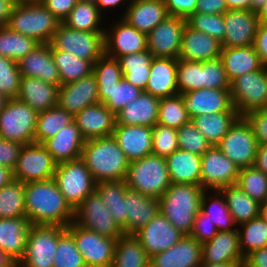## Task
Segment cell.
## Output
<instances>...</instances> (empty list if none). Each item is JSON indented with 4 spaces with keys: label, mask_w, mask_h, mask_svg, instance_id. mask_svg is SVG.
Here are the masks:
<instances>
[{
    "label": "cell",
    "mask_w": 267,
    "mask_h": 267,
    "mask_svg": "<svg viewBox=\"0 0 267 267\" xmlns=\"http://www.w3.org/2000/svg\"><path fill=\"white\" fill-rule=\"evenodd\" d=\"M24 203L31 225L67 227L74 221V209L53 178L25 183Z\"/></svg>",
    "instance_id": "6da1fadb"
},
{
    "label": "cell",
    "mask_w": 267,
    "mask_h": 267,
    "mask_svg": "<svg viewBox=\"0 0 267 267\" xmlns=\"http://www.w3.org/2000/svg\"><path fill=\"white\" fill-rule=\"evenodd\" d=\"M81 159L95 182L125 180L130 161L113 136L85 141Z\"/></svg>",
    "instance_id": "7a4b0ae2"
},
{
    "label": "cell",
    "mask_w": 267,
    "mask_h": 267,
    "mask_svg": "<svg viewBox=\"0 0 267 267\" xmlns=\"http://www.w3.org/2000/svg\"><path fill=\"white\" fill-rule=\"evenodd\" d=\"M205 189L200 185L171 184L159 198L160 212L184 235H189L200 212Z\"/></svg>",
    "instance_id": "3957f363"
},
{
    "label": "cell",
    "mask_w": 267,
    "mask_h": 267,
    "mask_svg": "<svg viewBox=\"0 0 267 267\" xmlns=\"http://www.w3.org/2000/svg\"><path fill=\"white\" fill-rule=\"evenodd\" d=\"M125 182L129 189L159 199L171 185L165 158L150 154L131 161Z\"/></svg>",
    "instance_id": "277c9868"
},
{
    "label": "cell",
    "mask_w": 267,
    "mask_h": 267,
    "mask_svg": "<svg viewBox=\"0 0 267 267\" xmlns=\"http://www.w3.org/2000/svg\"><path fill=\"white\" fill-rule=\"evenodd\" d=\"M60 24L43 4H16L7 26L38 43H49Z\"/></svg>",
    "instance_id": "5b68a950"
},
{
    "label": "cell",
    "mask_w": 267,
    "mask_h": 267,
    "mask_svg": "<svg viewBox=\"0 0 267 267\" xmlns=\"http://www.w3.org/2000/svg\"><path fill=\"white\" fill-rule=\"evenodd\" d=\"M37 116L28 104L8 99L0 112V138L23 145L35 143Z\"/></svg>",
    "instance_id": "8992f818"
},
{
    "label": "cell",
    "mask_w": 267,
    "mask_h": 267,
    "mask_svg": "<svg viewBox=\"0 0 267 267\" xmlns=\"http://www.w3.org/2000/svg\"><path fill=\"white\" fill-rule=\"evenodd\" d=\"M53 179L74 210L96 188V182L81 158L57 164Z\"/></svg>",
    "instance_id": "52a82bcc"
},
{
    "label": "cell",
    "mask_w": 267,
    "mask_h": 267,
    "mask_svg": "<svg viewBox=\"0 0 267 267\" xmlns=\"http://www.w3.org/2000/svg\"><path fill=\"white\" fill-rule=\"evenodd\" d=\"M104 34L105 32L74 30L61 23L49 44L55 50L94 63L105 53Z\"/></svg>",
    "instance_id": "ba28073f"
},
{
    "label": "cell",
    "mask_w": 267,
    "mask_h": 267,
    "mask_svg": "<svg viewBox=\"0 0 267 267\" xmlns=\"http://www.w3.org/2000/svg\"><path fill=\"white\" fill-rule=\"evenodd\" d=\"M230 93L234 108L240 116L253 110L266 108L267 67L235 78L230 83Z\"/></svg>",
    "instance_id": "9c48e42d"
},
{
    "label": "cell",
    "mask_w": 267,
    "mask_h": 267,
    "mask_svg": "<svg viewBox=\"0 0 267 267\" xmlns=\"http://www.w3.org/2000/svg\"><path fill=\"white\" fill-rule=\"evenodd\" d=\"M73 222L112 239H119L124 234L96 190L75 208Z\"/></svg>",
    "instance_id": "30bf717a"
},
{
    "label": "cell",
    "mask_w": 267,
    "mask_h": 267,
    "mask_svg": "<svg viewBox=\"0 0 267 267\" xmlns=\"http://www.w3.org/2000/svg\"><path fill=\"white\" fill-rule=\"evenodd\" d=\"M216 146L241 169L254 166L259 144L250 124L240 116Z\"/></svg>",
    "instance_id": "8fae6325"
},
{
    "label": "cell",
    "mask_w": 267,
    "mask_h": 267,
    "mask_svg": "<svg viewBox=\"0 0 267 267\" xmlns=\"http://www.w3.org/2000/svg\"><path fill=\"white\" fill-rule=\"evenodd\" d=\"M59 226L31 225L19 267H53Z\"/></svg>",
    "instance_id": "7c38bea8"
},
{
    "label": "cell",
    "mask_w": 267,
    "mask_h": 267,
    "mask_svg": "<svg viewBox=\"0 0 267 267\" xmlns=\"http://www.w3.org/2000/svg\"><path fill=\"white\" fill-rule=\"evenodd\" d=\"M66 229L72 234L86 267H111L117 239L86 230L74 222H71Z\"/></svg>",
    "instance_id": "4fadbf2b"
},
{
    "label": "cell",
    "mask_w": 267,
    "mask_h": 267,
    "mask_svg": "<svg viewBox=\"0 0 267 267\" xmlns=\"http://www.w3.org/2000/svg\"><path fill=\"white\" fill-rule=\"evenodd\" d=\"M57 163L42 144L24 145L16 167L13 169V179L22 183L48 180L54 178Z\"/></svg>",
    "instance_id": "5bb4252c"
},
{
    "label": "cell",
    "mask_w": 267,
    "mask_h": 267,
    "mask_svg": "<svg viewBox=\"0 0 267 267\" xmlns=\"http://www.w3.org/2000/svg\"><path fill=\"white\" fill-rule=\"evenodd\" d=\"M239 170L217 146H211L201 156L200 186L205 190H219L236 184Z\"/></svg>",
    "instance_id": "9a60e30c"
},
{
    "label": "cell",
    "mask_w": 267,
    "mask_h": 267,
    "mask_svg": "<svg viewBox=\"0 0 267 267\" xmlns=\"http://www.w3.org/2000/svg\"><path fill=\"white\" fill-rule=\"evenodd\" d=\"M186 19L167 16L147 34V49L154 58L178 59Z\"/></svg>",
    "instance_id": "2e32d148"
},
{
    "label": "cell",
    "mask_w": 267,
    "mask_h": 267,
    "mask_svg": "<svg viewBox=\"0 0 267 267\" xmlns=\"http://www.w3.org/2000/svg\"><path fill=\"white\" fill-rule=\"evenodd\" d=\"M105 30V54L118 59L123 55L147 50V34L138 31L123 18Z\"/></svg>",
    "instance_id": "e0dca14e"
},
{
    "label": "cell",
    "mask_w": 267,
    "mask_h": 267,
    "mask_svg": "<svg viewBox=\"0 0 267 267\" xmlns=\"http://www.w3.org/2000/svg\"><path fill=\"white\" fill-rule=\"evenodd\" d=\"M225 36L222 47L253 45L259 25L257 12L250 9H228L224 13Z\"/></svg>",
    "instance_id": "ac0fdd59"
},
{
    "label": "cell",
    "mask_w": 267,
    "mask_h": 267,
    "mask_svg": "<svg viewBox=\"0 0 267 267\" xmlns=\"http://www.w3.org/2000/svg\"><path fill=\"white\" fill-rule=\"evenodd\" d=\"M133 235L142 244L149 257L169 249L184 236L161 212Z\"/></svg>",
    "instance_id": "d6986e66"
},
{
    "label": "cell",
    "mask_w": 267,
    "mask_h": 267,
    "mask_svg": "<svg viewBox=\"0 0 267 267\" xmlns=\"http://www.w3.org/2000/svg\"><path fill=\"white\" fill-rule=\"evenodd\" d=\"M182 101L190 119L207 113L237 112L230 89H198L183 93Z\"/></svg>",
    "instance_id": "ffe728a7"
},
{
    "label": "cell",
    "mask_w": 267,
    "mask_h": 267,
    "mask_svg": "<svg viewBox=\"0 0 267 267\" xmlns=\"http://www.w3.org/2000/svg\"><path fill=\"white\" fill-rule=\"evenodd\" d=\"M98 102V85L93 73L78 81L60 85L58 89L57 104L73 115Z\"/></svg>",
    "instance_id": "44dd1931"
},
{
    "label": "cell",
    "mask_w": 267,
    "mask_h": 267,
    "mask_svg": "<svg viewBox=\"0 0 267 267\" xmlns=\"http://www.w3.org/2000/svg\"><path fill=\"white\" fill-rule=\"evenodd\" d=\"M74 121L85 140L112 136L116 115L103 103L85 107L74 115Z\"/></svg>",
    "instance_id": "7402d4cb"
},
{
    "label": "cell",
    "mask_w": 267,
    "mask_h": 267,
    "mask_svg": "<svg viewBox=\"0 0 267 267\" xmlns=\"http://www.w3.org/2000/svg\"><path fill=\"white\" fill-rule=\"evenodd\" d=\"M21 76L38 78L60 87V74L55 65L49 43H39L18 61Z\"/></svg>",
    "instance_id": "603a6c76"
},
{
    "label": "cell",
    "mask_w": 267,
    "mask_h": 267,
    "mask_svg": "<svg viewBox=\"0 0 267 267\" xmlns=\"http://www.w3.org/2000/svg\"><path fill=\"white\" fill-rule=\"evenodd\" d=\"M202 263V244L189 235L169 249L150 257V267H199Z\"/></svg>",
    "instance_id": "cb8c5ba5"
},
{
    "label": "cell",
    "mask_w": 267,
    "mask_h": 267,
    "mask_svg": "<svg viewBox=\"0 0 267 267\" xmlns=\"http://www.w3.org/2000/svg\"><path fill=\"white\" fill-rule=\"evenodd\" d=\"M221 42L202 31L191 28L187 23L181 40L180 60L205 62L220 58Z\"/></svg>",
    "instance_id": "d4e9b609"
},
{
    "label": "cell",
    "mask_w": 267,
    "mask_h": 267,
    "mask_svg": "<svg viewBox=\"0 0 267 267\" xmlns=\"http://www.w3.org/2000/svg\"><path fill=\"white\" fill-rule=\"evenodd\" d=\"M112 136L130 162L152 154V127L115 124Z\"/></svg>",
    "instance_id": "484cf974"
},
{
    "label": "cell",
    "mask_w": 267,
    "mask_h": 267,
    "mask_svg": "<svg viewBox=\"0 0 267 267\" xmlns=\"http://www.w3.org/2000/svg\"><path fill=\"white\" fill-rule=\"evenodd\" d=\"M85 139L75 121L69 123L54 136L46 139L42 145L59 164L81 158Z\"/></svg>",
    "instance_id": "4316f807"
},
{
    "label": "cell",
    "mask_w": 267,
    "mask_h": 267,
    "mask_svg": "<svg viewBox=\"0 0 267 267\" xmlns=\"http://www.w3.org/2000/svg\"><path fill=\"white\" fill-rule=\"evenodd\" d=\"M122 18L138 31L148 34L167 16L164 0H130Z\"/></svg>",
    "instance_id": "83f0119b"
},
{
    "label": "cell",
    "mask_w": 267,
    "mask_h": 267,
    "mask_svg": "<svg viewBox=\"0 0 267 267\" xmlns=\"http://www.w3.org/2000/svg\"><path fill=\"white\" fill-rule=\"evenodd\" d=\"M244 262L241 253L238 229L218 231L202 244V263Z\"/></svg>",
    "instance_id": "f1b7e54d"
},
{
    "label": "cell",
    "mask_w": 267,
    "mask_h": 267,
    "mask_svg": "<svg viewBox=\"0 0 267 267\" xmlns=\"http://www.w3.org/2000/svg\"><path fill=\"white\" fill-rule=\"evenodd\" d=\"M30 226L26 216L0 218V250L16 263L24 256Z\"/></svg>",
    "instance_id": "f546056e"
},
{
    "label": "cell",
    "mask_w": 267,
    "mask_h": 267,
    "mask_svg": "<svg viewBox=\"0 0 267 267\" xmlns=\"http://www.w3.org/2000/svg\"><path fill=\"white\" fill-rule=\"evenodd\" d=\"M160 212L159 199L131 189L126 190V234H134Z\"/></svg>",
    "instance_id": "4dcf8cb0"
},
{
    "label": "cell",
    "mask_w": 267,
    "mask_h": 267,
    "mask_svg": "<svg viewBox=\"0 0 267 267\" xmlns=\"http://www.w3.org/2000/svg\"><path fill=\"white\" fill-rule=\"evenodd\" d=\"M177 59L153 58L145 92L158 98L178 94Z\"/></svg>",
    "instance_id": "1f68e13d"
},
{
    "label": "cell",
    "mask_w": 267,
    "mask_h": 267,
    "mask_svg": "<svg viewBox=\"0 0 267 267\" xmlns=\"http://www.w3.org/2000/svg\"><path fill=\"white\" fill-rule=\"evenodd\" d=\"M58 89V85L47 83L41 79L21 76L17 99L40 113L57 105Z\"/></svg>",
    "instance_id": "d6a6232c"
},
{
    "label": "cell",
    "mask_w": 267,
    "mask_h": 267,
    "mask_svg": "<svg viewBox=\"0 0 267 267\" xmlns=\"http://www.w3.org/2000/svg\"><path fill=\"white\" fill-rule=\"evenodd\" d=\"M160 98L142 91L116 114V124L153 127L157 123Z\"/></svg>",
    "instance_id": "836d02e7"
},
{
    "label": "cell",
    "mask_w": 267,
    "mask_h": 267,
    "mask_svg": "<svg viewBox=\"0 0 267 267\" xmlns=\"http://www.w3.org/2000/svg\"><path fill=\"white\" fill-rule=\"evenodd\" d=\"M220 58L230 83L245 73L258 71L264 67L253 45L234 48L222 47Z\"/></svg>",
    "instance_id": "e575fe53"
},
{
    "label": "cell",
    "mask_w": 267,
    "mask_h": 267,
    "mask_svg": "<svg viewBox=\"0 0 267 267\" xmlns=\"http://www.w3.org/2000/svg\"><path fill=\"white\" fill-rule=\"evenodd\" d=\"M165 160L171 184L200 185L201 156L177 149Z\"/></svg>",
    "instance_id": "d590c367"
},
{
    "label": "cell",
    "mask_w": 267,
    "mask_h": 267,
    "mask_svg": "<svg viewBox=\"0 0 267 267\" xmlns=\"http://www.w3.org/2000/svg\"><path fill=\"white\" fill-rule=\"evenodd\" d=\"M128 189L125 180H110L96 183L95 190L101 196L113 216L115 222L126 234V190Z\"/></svg>",
    "instance_id": "8d00e7d4"
},
{
    "label": "cell",
    "mask_w": 267,
    "mask_h": 267,
    "mask_svg": "<svg viewBox=\"0 0 267 267\" xmlns=\"http://www.w3.org/2000/svg\"><path fill=\"white\" fill-rule=\"evenodd\" d=\"M225 198L234 223L240 225L259 216L260 203L252 199L238 185L233 184L219 189Z\"/></svg>",
    "instance_id": "74e56055"
},
{
    "label": "cell",
    "mask_w": 267,
    "mask_h": 267,
    "mask_svg": "<svg viewBox=\"0 0 267 267\" xmlns=\"http://www.w3.org/2000/svg\"><path fill=\"white\" fill-rule=\"evenodd\" d=\"M239 117L238 112H216L198 115L191 121L207 141L216 146Z\"/></svg>",
    "instance_id": "f35d334b"
},
{
    "label": "cell",
    "mask_w": 267,
    "mask_h": 267,
    "mask_svg": "<svg viewBox=\"0 0 267 267\" xmlns=\"http://www.w3.org/2000/svg\"><path fill=\"white\" fill-rule=\"evenodd\" d=\"M111 267H150V257L133 234H123L116 241Z\"/></svg>",
    "instance_id": "ab89813d"
},
{
    "label": "cell",
    "mask_w": 267,
    "mask_h": 267,
    "mask_svg": "<svg viewBox=\"0 0 267 267\" xmlns=\"http://www.w3.org/2000/svg\"><path fill=\"white\" fill-rule=\"evenodd\" d=\"M200 209L207 215V219L214 223L218 231L237 229L223 193L220 190H205L201 199Z\"/></svg>",
    "instance_id": "60d3db41"
},
{
    "label": "cell",
    "mask_w": 267,
    "mask_h": 267,
    "mask_svg": "<svg viewBox=\"0 0 267 267\" xmlns=\"http://www.w3.org/2000/svg\"><path fill=\"white\" fill-rule=\"evenodd\" d=\"M150 51L123 55L118 58L123 77L133 86L145 91L150 75V66L153 59Z\"/></svg>",
    "instance_id": "b9f144b4"
},
{
    "label": "cell",
    "mask_w": 267,
    "mask_h": 267,
    "mask_svg": "<svg viewBox=\"0 0 267 267\" xmlns=\"http://www.w3.org/2000/svg\"><path fill=\"white\" fill-rule=\"evenodd\" d=\"M102 13L98 10L96 3L78 1L76 6L70 11L63 24L68 28L87 32H105L102 27Z\"/></svg>",
    "instance_id": "7bdbcfd3"
},
{
    "label": "cell",
    "mask_w": 267,
    "mask_h": 267,
    "mask_svg": "<svg viewBox=\"0 0 267 267\" xmlns=\"http://www.w3.org/2000/svg\"><path fill=\"white\" fill-rule=\"evenodd\" d=\"M55 65L60 74L61 85L78 81L93 72V63L78 58L71 53L55 50L51 47Z\"/></svg>",
    "instance_id": "ee69618b"
},
{
    "label": "cell",
    "mask_w": 267,
    "mask_h": 267,
    "mask_svg": "<svg viewBox=\"0 0 267 267\" xmlns=\"http://www.w3.org/2000/svg\"><path fill=\"white\" fill-rule=\"evenodd\" d=\"M74 121V115L62 109L58 104L38 113L35 143L42 144L46 139L57 134L59 130Z\"/></svg>",
    "instance_id": "f6af8a7d"
},
{
    "label": "cell",
    "mask_w": 267,
    "mask_h": 267,
    "mask_svg": "<svg viewBox=\"0 0 267 267\" xmlns=\"http://www.w3.org/2000/svg\"><path fill=\"white\" fill-rule=\"evenodd\" d=\"M39 43L33 38L12 31L8 26L0 27V55L18 62Z\"/></svg>",
    "instance_id": "bcb514c9"
},
{
    "label": "cell",
    "mask_w": 267,
    "mask_h": 267,
    "mask_svg": "<svg viewBox=\"0 0 267 267\" xmlns=\"http://www.w3.org/2000/svg\"><path fill=\"white\" fill-rule=\"evenodd\" d=\"M239 227L237 229L243 257L267 246V222L260 215L240 224Z\"/></svg>",
    "instance_id": "7dc6e473"
},
{
    "label": "cell",
    "mask_w": 267,
    "mask_h": 267,
    "mask_svg": "<svg viewBox=\"0 0 267 267\" xmlns=\"http://www.w3.org/2000/svg\"><path fill=\"white\" fill-rule=\"evenodd\" d=\"M26 216L24 203V183L12 179L0 188V218Z\"/></svg>",
    "instance_id": "c3c4849f"
},
{
    "label": "cell",
    "mask_w": 267,
    "mask_h": 267,
    "mask_svg": "<svg viewBox=\"0 0 267 267\" xmlns=\"http://www.w3.org/2000/svg\"><path fill=\"white\" fill-rule=\"evenodd\" d=\"M141 93L142 90L133 86L124 77L112 89H98L99 102L115 115Z\"/></svg>",
    "instance_id": "681fc988"
},
{
    "label": "cell",
    "mask_w": 267,
    "mask_h": 267,
    "mask_svg": "<svg viewBox=\"0 0 267 267\" xmlns=\"http://www.w3.org/2000/svg\"><path fill=\"white\" fill-rule=\"evenodd\" d=\"M191 121L182 101V94L160 98L157 123L179 129Z\"/></svg>",
    "instance_id": "f907efd6"
},
{
    "label": "cell",
    "mask_w": 267,
    "mask_h": 267,
    "mask_svg": "<svg viewBox=\"0 0 267 267\" xmlns=\"http://www.w3.org/2000/svg\"><path fill=\"white\" fill-rule=\"evenodd\" d=\"M53 267H86L84 258L77 249L72 234L63 226H59V239Z\"/></svg>",
    "instance_id": "816d5d0a"
},
{
    "label": "cell",
    "mask_w": 267,
    "mask_h": 267,
    "mask_svg": "<svg viewBox=\"0 0 267 267\" xmlns=\"http://www.w3.org/2000/svg\"><path fill=\"white\" fill-rule=\"evenodd\" d=\"M236 185L258 203L267 201V174L255 166L241 168Z\"/></svg>",
    "instance_id": "f5cc1de1"
},
{
    "label": "cell",
    "mask_w": 267,
    "mask_h": 267,
    "mask_svg": "<svg viewBox=\"0 0 267 267\" xmlns=\"http://www.w3.org/2000/svg\"><path fill=\"white\" fill-rule=\"evenodd\" d=\"M176 77L180 94L203 89V62L177 59Z\"/></svg>",
    "instance_id": "db71d44e"
},
{
    "label": "cell",
    "mask_w": 267,
    "mask_h": 267,
    "mask_svg": "<svg viewBox=\"0 0 267 267\" xmlns=\"http://www.w3.org/2000/svg\"><path fill=\"white\" fill-rule=\"evenodd\" d=\"M92 73L96 77L98 89H112L123 78L119 60L105 53L93 63Z\"/></svg>",
    "instance_id": "11a10c76"
},
{
    "label": "cell",
    "mask_w": 267,
    "mask_h": 267,
    "mask_svg": "<svg viewBox=\"0 0 267 267\" xmlns=\"http://www.w3.org/2000/svg\"><path fill=\"white\" fill-rule=\"evenodd\" d=\"M179 149L202 156L212 145L190 121L177 129Z\"/></svg>",
    "instance_id": "9f6ffc18"
},
{
    "label": "cell",
    "mask_w": 267,
    "mask_h": 267,
    "mask_svg": "<svg viewBox=\"0 0 267 267\" xmlns=\"http://www.w3.org/2000/svg\"><path fill=\"white\" fill-rule=\"evenodd\" d=\"M21 73L18 62L0 55V93L8 99L18 97Z\"/></svg>",
    "instance_id": "6f0895ef"
},
{
    "label": "cell",
    "mask_w": 267,
    "mask_h": 267,
    "mask_svg": "<svg viewBox=\"0 0 267 267\" xmlns=\"http://www.w3.org/2000/svg\"><path fill=\"white\" fill-rule=\"evenodd\" d=\"M187 24L198 31L218 39L220 42L225 36L224 14H204L195 12L187 20Z\"/></svg>",
    "instance_id": "680465c9"
},
{
    "label": "cell",
    "mask_w": 267,
    "mask_h": 267,
    "mask_svg": "<svg viewBox=\"0 0 267 267\" xmlns=\"http://www.w3.org/2000/svg\"><path fill=\"white\" fill-rule=\"evenodd\" d=\"M177 149V129L156 123L152 127V154L166 158Z\"/></svg>",
    "instance_id": "91938a15"
},
{
    "label": "cell",
    "mask_w": 267,
    "mask_h": 267,
    "mask_svg": "<svg viewBox=\"0 0 267 267\" xmlns=\"http://www.w3.org/2000/svg\"><path fill=\"white\" fill-rule=\"evenodd\" d=\"M203 88L230 89L221 58L203 62Z\"/></svg>",
    "instance_id": "94428289"
},
{
    "label": "cell",
    "mask_w": 267,
    "mask_h": 267,
    "mask_svg": "<svg viewBox=\"0 0 267 267\" xmlns=\"http://www.w3.org/2000/svg\"><path fill=\"white\" fill-rule=\"evenodd\" d=\"M217 232L218 230L214 223H211L207 219V215L200 209V212L196 215L193 228L189 236L203 244L211 240L217 234Z\"/></svg>",
    "instance_id": "6125c7cd"
},
{
    "label": "cell",
    "mask_w": 267,
    "mask_h": 267,
    "mask_svg": "<svg viewBox=\"0 0 267 267\" xmlns=\"http://www.w3.org/2000/svg\"><path fill=\"white\" fill-rule=\"evenodd\" d=\"M243 117L250 124L258 144L267 143V109L253 110Z\"/></svg>",
    "instance_id": "be15d7a7"
},
{
    "label": "cell",
    "mask_w": 267,
    "mask_h": 267,
    "mask_svg": "<svg viewBox=\"0 0 267 267\" xmlns=\"http://www.w3.org/2000/svg\"><path fill=\"white\" fill-rule=\"evenodd\" d=\"M23 146L19 142L0 138V165L13 171Z\"/></svg>",
    "instance_id": "e7e4bbea"
},
{
    "label": "cell",
    "mask_w": 267,
    "mask_h": 267,
    "mask_svg": "<svg viewBox=\"0 0 267 267\" xmlns=\"http://www.w3.org/2000/svg\"><path fill=\"white\" fill-rule=\"evenodd\" d=\"M168 16L188 19L195 13L197 0H164Z\"/></svg>",
    "instance_id": "03108f58"
},
{
    "label": "cell",
    "mask_w": 267,
    "mask_h": 267,
    "mask_svg": "<svg viewBox=\"0 0 267 267\" xmlns=\"http://www.w3.org/2000/svg\"><path fill=\"white\" fill-rule=\"evenodd\" d=\"M78 0H44L43 5L63 23Z\"/></svg>",
    "instance_id": "003e7915"
},
{
    "label": "cell",
    "mask_w": 267,
    "mask_h": 267,
    "mask_svg": "<svg viewBox=\"0 0 267 267\" xmlns=\"http://www.w3.org/2000/svg\"><path fill=\"white\" fill-rule=\"evenodd\" d=\"M253 46L261 62L267 67V23H259Z\"/></svg>",
    "instance_id": "a7ac6f4b"
},
{
    "label": "cell",
    "mask_w": 267,
    "mask_h": 267,
    "mask_svg": "<svg viewBox=\"0 0 267 267\" xmlns=\"http://www.w3.org/2000/svg\"><path fill=\"white\" fill-rule=\"evenodd\" d=\"M228 10L226 0H197L195 12L204 14H224Z\"/></svg>",
    "instance_id": "89a4df30"
},
{
    "label": "cell",
    "mask_w": 267,
    "mask_h": 267,
    "mask_svg": "<svg viewBox=\"0 0 267 267\" xmlns=\"http://www.w3.org/2000/svg\"><path fill=\"white\" fill-rule=\"evenodd\" d=\"M242 267H267V246L246 255Z\"/></svg>",
    "instance_id": "2644e50d"
},
{
    "label": "cell",
    "mask_w": 267,
    "mask_h": 267,
    "mask_svg": "<svg viewBox=\"0 0 267 267\" xmlns=\"http://www.w3.org/2000/svg\"><path fill=\"white\" fill-rule=\"evenodd\" d=\"M15 6V0H0V27L8 25Z\"/></svg>",
    "instance_id": "8c879c8a"
},
{
    "label": "cell",
    "mask_w": 267,
    "mask_h": 267,
    "mask_svg": "<svg viewBox=\"0 0 267 267\" xmlns=\"http://www.w3.org/2000/svg\"><path fill=\"white\" fill-rule=\"evenodd\" d=\"M254 166L267 174V143L259 144Z\"/></svg>",
    "instance_id": "753ad0ef"
},
{
    "label": "cell",
    "mask_w": 267,
    "mask_h": 267,
    "mask_svg": "<svg viewBox=\"0 0 267 267\" xmlns=\"http://www.w3.org/2000/svg\"><path fill=\"white\" fill-rule=\"evenodd\" d=\"M129 1L130 0H96L95 3L98 7V10L102 13L104 10H109L110 8L121 6V4L128 5Z\"/></svg>",
    "instance_id": "34e18365"
},
{
    "label": "cell",
    "mask_w": 267,
    "mask_h": 267,
    "mask_svg": "<svg viewBox=\"0 0 267 267\" xmlns=\"http://www.w3.org/2000/svg\"><path fill=\"white\" fill-rule=\"evenodd\" d=\"M13 179V171L0 165V188L6 186Z\"/></svg>",
    "instance_id": "11e5206c"
},
{
    "label": "cell",
    "mask_w": 267,
    "mask_h": 267,
    "mask_svg": "<svg viewBox=\"0 0 267 267\" xmlns=\"http://www.w3.org/2000/svg\"><path fill=\"white\" fill-rule=\"evenodd\" d=\"M228 9H250V0H226Z\"/></svg>",
    "instance_id": "2a66077c"
},
{
    "label": "cell",
    "mask_w": 267,
    "mask_h": 267,
    "mask_svg": "<svg viewBox=\"0 0 267 267\" xmlns=\"http://www.w3.org/2000/svg\"><path fill=\"white\" fill-rule=\"evenodd\" d=\"M244 262L201 263L199 267H242Z\"/></svg>",
    "instance_id": "b9fcfbb0"
},
{
    "label": "cell",
    "mask_w": 267,
    "mask_h": 267,
    "mask_svg": "<svg viewBox=\"0 0 267 267\" xmlns=\"http://www.w3.org/2000/svg\"><path fill=\"white\" fill-rule=\"evenodd\" d=\"M259 23H267V0L264 5L257 11Z\"/></svg>",
    "instance_id": "09005b40"
},
{
    "label": "cell",
    "mask_w": 267,
    "mask_h": 267,
    "mask_svg": "<svg viewBox=\"0 0 267 267\" xmlns=\"http://www.w3.org/2000/svg\"><path fill=\"white\" fill-rule=\"evenodd\" d=\"M14 261L0 250V267H10Z\"/></svg>",
    "instance_id": "979ff035"
},
{
    "label": "cell",
    "mask_w": 267,
    "mask_h": 267,
    "mask_svg": "<svg viewBox=\"0 0 267 267\" xmlns=\"http://www.w3.org/2000/svg\"><path fill=\"white\" fill-rule=\"evenodd\" d=\"M266 0H250V10L257 12L263 5Z\"/></svg>",
    "instance_id": "deb4b68c"
},
{
    "label": "cell",
    "mask_w": 267,
    "mask_h": 267,
    "mask_svg": "<svg viewBox=\"0 0 267 267\" xmlns=\"http://www.w3.org/2000/svg\"><path fill=\"white\" fill-rule=\"evenodd\" d=\"M44 0H15L16 4L30 5V4H42Z\"/></svg>",
    "instance_id": "67dfc351"
},
{
    "label": "cell",
    "mask_w": 267,
    "mask_h": 267,
    "mask_svg": "<svg viewBox=\"0 0 267 267\" xmlns=\"http://www.w3.org/2000/svg\"><path fill=\"white\" fill-rule=\"evenodd\" d=\"M259 215L267 222V201L260 204V213Z\"/></svg>",
    "instance_id": "b62a3aed"
},
{
    "label": "cell",
    "mask_w": 267,
    "mask_h": 267,
    "mask_svg": "<svg viewBox=\"0 0 267 267\" xmlns=\"http://www.w3.org/2000/svg\"><path fill=\"white\" fill-rule=\"evenodd\" d=\"M7 101H8V98L4 94L0 93V112L4 108Z\"/></svg>",
    "instance_id": "603ad722"
},
{
    "label": "cell",
    "mask_w": 267,
    "mask_h": 267,
    "mask_svg": "<svg viewBox=\"0 0 267 267\" xmlns=\"http://www.w3.org/2000/svg\"><path fill=\"white\" fill-rule=\"evenodd\" d=\"M10 267H19L18 263L14 262Z\"/></svg>",
    "instance_id": "5803f987"
}]
</instances>
